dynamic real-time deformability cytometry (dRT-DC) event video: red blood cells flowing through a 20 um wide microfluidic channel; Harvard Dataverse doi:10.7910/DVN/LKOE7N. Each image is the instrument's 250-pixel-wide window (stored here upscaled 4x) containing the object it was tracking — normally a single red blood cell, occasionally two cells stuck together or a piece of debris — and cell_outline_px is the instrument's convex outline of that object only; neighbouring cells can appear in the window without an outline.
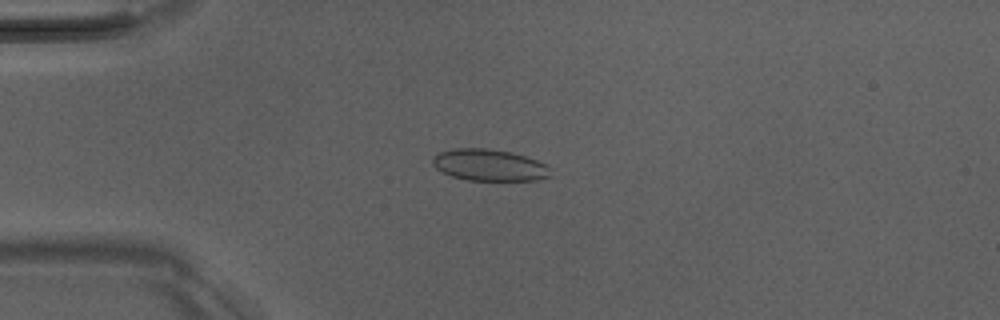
{"species": "Egyptian fruit bat (a non-hibernating species)", "species_latin": "Rousettus aegyptiacus", "temperature_condition": "room temperature", "stored_images_in_passage": 45, "camera_frame_rate_fps": 3000, "um_per_image_px": 0.085, "animal": {"sex": "male"}, "frame": {"image": 1, "passage_image": 13, "time_ms": 4.0, "image_size_px": [1000, 320], "cell_outline_px": [[552, 176], [536, 180], [468, 180], [452, 176], [436, 168], [432, 164], [432, 156], [440, 152], [452, 148], [488, 148], [508, 152], [524, 156], [548, 164]], "centroid_in_image_um": [41.59, 14.03], "position_along_channel_um": 43.4, "area_um2": 21.73}}
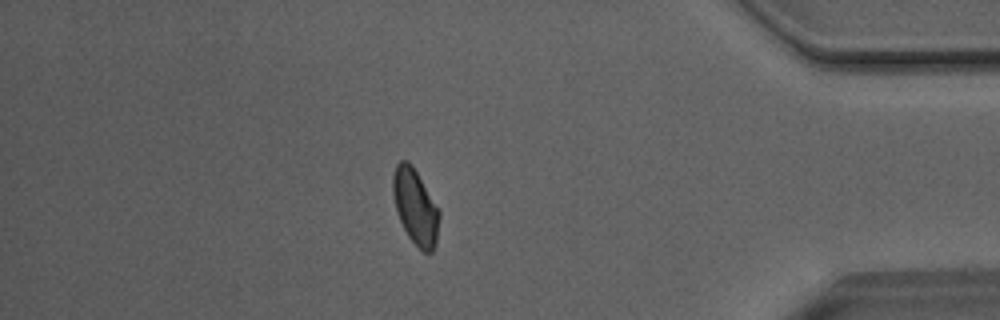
{"frame": {"image": 2, "passage_image": 44, "time_ms": 14.333, "image_size_px": [1000, 320], "cell_outline_px": [[440, 216], [436, 244], [432, 252], [424, 252], [408, 236], [396, 212], [392, 192], [392, 176], [396, 164], [400, 160], [408, 160], [412, 164], [440, 212]], "centroid_in_image_um": [35.29, 17.55], "position_along_channel_um": 399.9, "area_um2": 20.29}}